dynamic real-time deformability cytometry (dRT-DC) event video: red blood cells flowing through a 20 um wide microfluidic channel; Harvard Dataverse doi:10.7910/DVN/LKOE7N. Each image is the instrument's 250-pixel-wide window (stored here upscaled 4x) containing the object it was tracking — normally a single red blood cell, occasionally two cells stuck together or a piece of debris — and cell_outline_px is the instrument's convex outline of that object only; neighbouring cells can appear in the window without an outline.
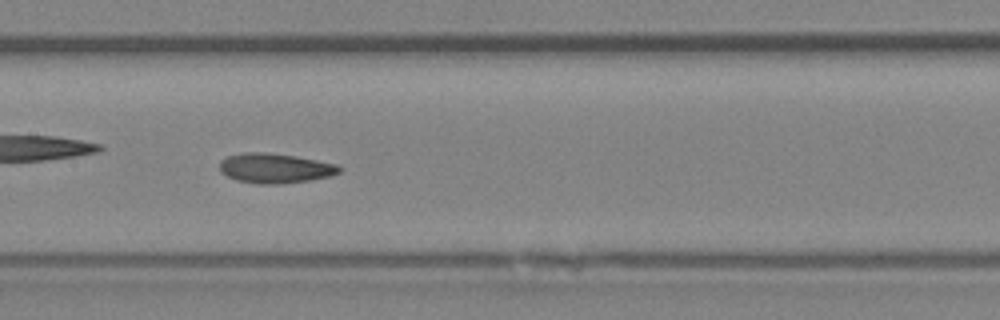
{"species": "Egyptian fruit bat (a non-hibernating species)", "species_latin": "Rousettus aegyptiacus", "temperature_condition": "room temperature", "stored_images_in_passage": 43, "camera_frame_rate_fps": 3000, "um_per_image_px": 0.085, "animal": {"sex": "female"}, "frame": {"image": 1, "passage_image": 19, "time_ms": 6.0, "image_size_px": [1000, 320], "cell_outline_px": [[344, 168], [340, 172], [332, 176], [308, 180], [280, 184], [256, 184], [236, 180], [220, 172], [220, 160], [228, 156], [244, 152], [264, 152], [296, 156], [336, 164]], "centroid_in_image_um": [23.38, 14.3], "position_along_channel_um": 184.0, "area_um2": 20.87}, "authors_computed_cell_mechanics": {"area_um2": 20.5768, "velocity_mm_per_s": 4.3142, "shape_relaxation_time_tau1_ms": null, "shape_relaxation_time_tau2_ms": 2.8467, "deformation_change_tau1": null, "deformation_change_tau2": 0.0987}}